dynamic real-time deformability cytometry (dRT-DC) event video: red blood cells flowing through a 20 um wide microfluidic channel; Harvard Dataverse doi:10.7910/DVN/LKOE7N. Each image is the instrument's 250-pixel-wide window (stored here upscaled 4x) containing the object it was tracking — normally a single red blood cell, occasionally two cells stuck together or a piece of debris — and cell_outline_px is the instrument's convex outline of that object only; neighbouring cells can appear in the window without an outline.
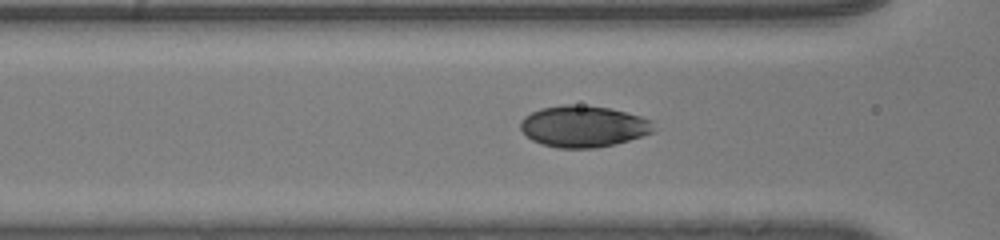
{"species": "human", "species_latin": "Homo sapiens", "temperature_condition": "room temperature", "stored_images_in_passage": 50, "camera_frame_rate_fps": 3000, "um_per_image_px": 0.085, "donor": {"sex": "male"}, "frame": {"image": 1, "passage_image": 26, "time_ms": 8.333, "image_size_px": [1000, 240], "cell_outline_px": [[652, 132], [616, 144], [592, 148], [560, 148], [544, 144], [532, 140], [520, 128], [520, 120], [524, 116], [540, 108], [560, 104], [572, 104], [608, 108], [640, 116], [652, 120]], "centroid_in_image_um": [49.54, 10.73], "position_along_channel_um": 117.1, "area_um2": 31.85}}
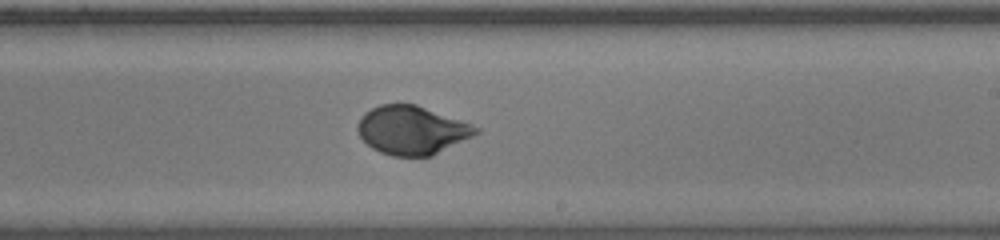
{"frame": {"image": 2, "passage_image": 36, "time_ms": 11.667, "image_size_px": [1000, 240], "cell_outline_px": [[480, 132], [432, 156], [392, 156], [380, 152], [372, 148], [360, 136], [356, 128], [356, 124], [360, 116], [364, 112], [380, 104], [416, 104], [472, 124], [480, 128]], "centroid_in_image_um": [34.98, 11.06], "position_along_channel_um": 254.0, "area_um2": 33.47}}
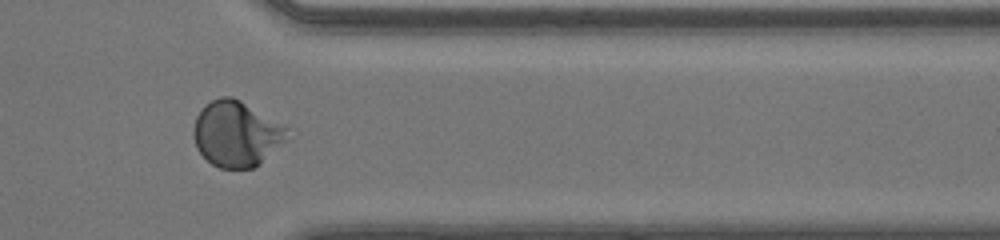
{"frame": {"image": 3, "passage_image": 46, "time_ms": 15.0, "image_size_px": [1000, 240], "cell_outline_px": [[288, 128], [284, 140], [260, 164], [252, 168], [220, 168], [212, 164], [196, 148], [192, 136], [192, 128], [196, 116], [212, 100], [220, 96], [232, 96], [240, 100], [284, 124]], "centroid_in_image_um": [20.06, 11.37], "position_along_channel_um": 391.3, "area_um2": 35.49}}